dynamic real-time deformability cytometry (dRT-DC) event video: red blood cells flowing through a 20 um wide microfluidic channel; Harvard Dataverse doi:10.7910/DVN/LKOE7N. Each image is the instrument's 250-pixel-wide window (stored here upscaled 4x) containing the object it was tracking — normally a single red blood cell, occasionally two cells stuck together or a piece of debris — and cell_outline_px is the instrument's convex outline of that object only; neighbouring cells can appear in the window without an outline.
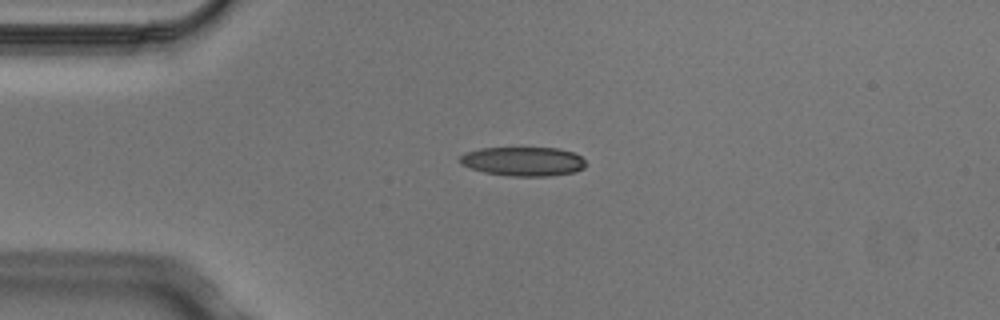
{"species": "Egyptian fruit bat (a non-hibernating species)", "species_latin": "Rousettus aegyptiacus", "temperature_condition": "cold", "stored_images_in_passage": 5, "camera_frame_rate_fps": 3000, "um_per_image_px": 0.085, "animal": {"sex": "male"}, "frame": {"image": 1, "passage_image": 1, "time_ms": 0.0, "image_size_px": [1000, 320], "cell_outline_px": [[584, 168], [576, 172], [548, 176], [508, 176], [484, 172], [460, 164], [460, 156], [464, 152], [480, 148], [556, 148], [572, 152], [580, 156], [584, 160]], "centroid_in_image_um": [44.45, 13.72], "position_along_channel_um": 40.5, "area_um2": 21.33}}
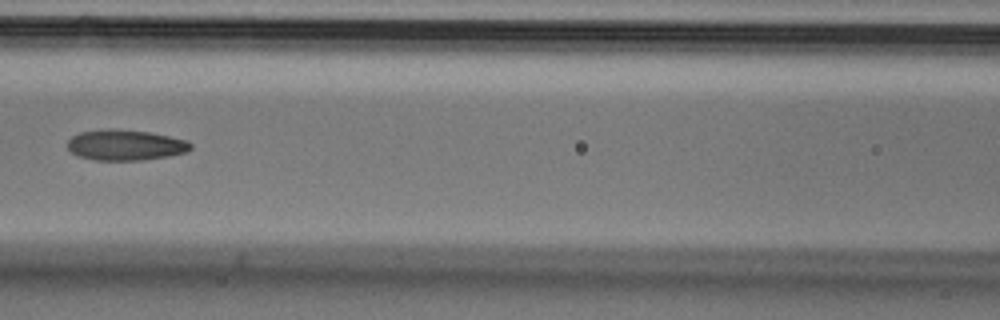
{"frame": {"image": 2, "passage_image": 4, "time_ms": 1.0, "image_size_px": [1000, 320], "cell_outline_px": [[192, 148], [188, 152], [168, 156], [140, 160], [96, 160], [76, 156], [68, 148], [68, 140], [72, 136], [80, 132], [108, 128], [148, 132], [188, 140], [192, 144]], "centroid_in_image_um": [10.66, 12.33], "position_along_channel_um": 155.9, "area_um2": 22.02}}
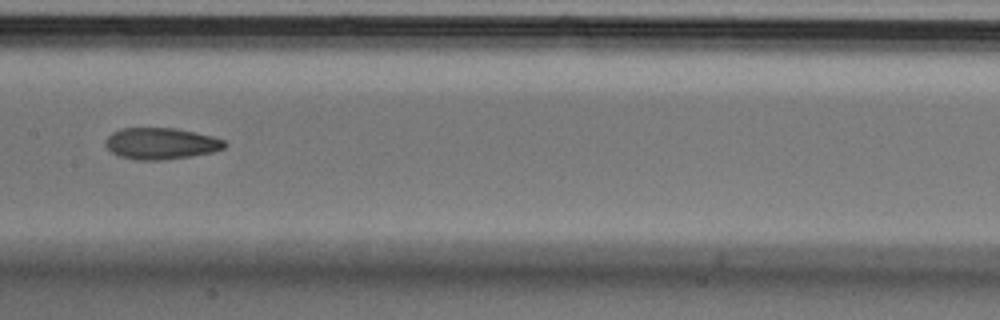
{"frame": {"image": 3, "passage_image": 5, "time_ms": 1.333, "image_size_px": [1000, 320], "cell_outline_px": [[228, 144], [224, 148], [212, 152], [188, 156], [160, 160], [136, 160], [120, 156], [112, 152], [104, 144], [104, 140], [112, 132], [120, 128], [176, 128], [212, 136], [224, 140]], "centroid_in_image_um": [13.66, 12.19], "position_along_channel_um": 193.7, "area_um2": 21.79}}